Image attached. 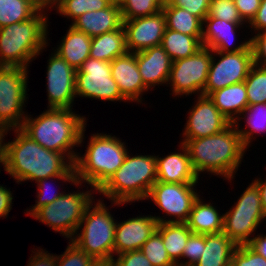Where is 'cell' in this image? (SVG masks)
<instances>
[{
	"instance_id": "6da1fadb",
	"label": "cell",
	"mask_w": 266,
	"mask_h": 266,
	"mask_svg": "<svg viewBox=\"0 0 266 266\" xmlns=\"http://www.w3.org/2000/svg\"><path fill=\"white\" fill-rule=\"evenodd\" d=\"M13 131L15 140L3 142L2 166L18 184L31 180L36 183L58 175H76L74 164L64 154L42 147L21 129Z\"/></svg>"
},
{
	"instance_id": "7a4b0ae2",
	"label": "cell",
	"mask_w": 266,
	"mask_h": 266,
	"mask_svg": "<svg viewBox=\"0 0 266 266\" xmlns=\"http://www.w3.org/2000/svg\"><path fill=\"white\" fill-rule=\"evenodd\" d=\"M74 112L48 108L35 118L27 115L21 130L42 147L64 154L74 164L80 153L73 150L84 142L87 124L85 116Z\"/></svg>"
},
{
	"instance_id": "3957f363",
	"label": "cell",
	"mask_w": 266,
	"mask_h": 266,
	"mask_svg": "<svg viewBox=\"0 0 266 266\" xmlns=\"http://www.w3.org/2000/svg\"><path fill=\"white\" fill-rule=\"evenodd\" d=\"M187 147L192 168L199 177L201 172L219 175L232 181L246 152L237 127L231 124L222 132L208 137L189 139Z\"/></svg>"
},
{
	"instance_id": "277c9868",
	"label": "cell",
	"mask_w": 266,
	"mask_h": 266,
	"mask_svg": "<svg viewBox=\"0 0 266 266\" xmlns=\"http://www.w3.org/2000/svg\"><path fill=\"white\" fill-rule=\"evenodd\" d=\"M46 16L45 11L39 10L28 20L0 28V66L29 67L48 46Z\"/></svg>"
},
{
	"instance_id": "5b68a950",
	"label": "cell",
	"mask_w": 266,
	"mask_h": 266,
	"mask_svg": "<svg viewBox=\"0 0 266 266\" xmlns=\"http://www.w3.org/2000/svg\"><path fill=\"white\" fill-rule=\"evenodd\" d=\"M129 154L117 171L97 190L115 206L147 200L151 187L157 181L156 156Z\"/></svg>"
},
{
	"instance_id": "8992f818",
	"label": "cell",
	"mask_w": 266,
	"mask_h": 266,
	"mask_svg": "<svg viewBox=\"0 0 266 266\" xmlns=\"http://www.w3.org/2000/svg\"><path fill=\"white\" fill-rule=\"evenodd\" d=\"M126 148L125 143L114 135H91L86 152L77 155L74 162L76 181L98 190L123 164L128 154Z\"/></svg>"
},
{
	"instance_id": "52a82bcc",
	"label": "cell",
	"mask_w": 266,
	"mask_h": 266,
	"mask_svg": "<svg viewBox=\"0 0 266 266\" xmlns=\"http://www.w3.org/2000/svg\"><path fill=\"white\" fill-rule=\"evenodd\" d=\"M97 201L94 205L95 200L92 201L87 207L71 242L95 260L112 259L115 257L114 241L117 222L109 212V207H106L103 202L104 200L98 199Z\"/></svg>"
},
{
	"instance_id": "ba28073f",
	"label": "cell",
	"mask_w": 266,
	"mask_h": 266,
	"mask_svg": "<svg viewBox=\"0 0 266 266\" xmlns=\"http://www.w3.org/2000/svg\"><path fill=\"white\" fill-rule=\"evenodd\" d=\"M94 190L96 193L95 188L86 192L64 193L52 203L37 209L31 216L71 241L87 207L95 200L92 196Z\"/></svg>"
},
{
	"instance_id": "9c48e42d",
	"label": "cell",
	"mask_w": 266,
	"mask_h": 266,
	"mask_svg": "<svg viewBox=\"0 0 266 266\" xmlns=\"http://www.w3.org/2000/svg\"><path fill=\"white\" fill-rule=\"evenodd\" d=\"M28 68L0 66V128L21 129L26 114Z\"/></svg>"
},
{
	"instance_id": "30bf717a",
	"label": "cell",
	"mask_w": 266,
	"mask_h": 266,
	"mask_svg": "<svg viewBox=\"0 0 266 266\" xmlns=\"http://www.w3.org/2000/svg\"><path fill=\"white\" fill-rule=\"evenodd\" d=\"M76 97L102 101L127 100L111 75V62L89 57L76 71Z\"/></svg>"
},
{
	"instance_id": "8fae6325",
	"label": "cell",
	"mask_w": 266,
	"mask_h": 266,
	"mask_svg": "<svg viewBox=\"0 0 266 266\" xmlns=\"http://www.w3.org/2000/svg\"><path fill=\"white\" fill-rule=\"evenodd\" d=\"M197 183H164L156 181L147 196V199L153 200L155 206L165 212L168 218L153 216L158 224L165 222L186 223L194 202L200 195L195 192ZM171 216L173 217L171 219ZM175 218V219H174Z\"/></svg>"
},
{
	"instance_id": "7c38bea8",
	"label": "cell",
	"mask_w": 266,
	"mask_h": 266,
	"mask_svg": "<svg viewBox=\"0 0 266 266\" xmlns=\"http://www.w3.org/2000/svg\"><path fill=\"white\" fill-rule=\"evenodd\" d=\"M211 61L212 50L206 47L192 56L172 61L167 84L171 83L173 95H203Z\"/></svg>"
},
{
	"instance_id": "4fadbf2b",
	"label": "cell",
	"mask_w": 266,
	"mask_h": 266,
	"mask_svg": "<svg viewBox=\"0 0 266 266\" xmlns=\"http://www.w3.org/2000/svg\"><path fill=\"white\" fill-rule=\"evenodd\" d=\"M216 55L221 58L218 59L217 63ZM253 64L254 57L251 43L239 52L212 51V61L203 95L209 96L219 89L244 82Z\"/></svg>"
},
{
	"instance_id": "5bb4252c",
	"label": "cell",
	"mask_w": 266,
	"mask_h": 266,
	"mask_svg": "<svg viewBox=\"0 0 266 266\" xmlns=\"http://www.w3.org/2000/svg\"><path fill=\"white\" fill-rule=\"evenodd\" d=\"M47 64V108L73 109L77 70L56 52L51 54Z\"/></svg>"
},
{
	"instance_id": "9a60e30c",
	"label": "cell",
	"mask_w": 266,
	"mask_h": 266,
	"mask_svg": "<svg viewBox=\"0 0 266 266\" xmlns=\"http://www.w3.org/2000/svg\"><path fill=\"white\" fill-rule=\"evenodd\" d=\"M196 105L189 109L188 120L183 131L181 143L189 139L203 138L215 135L232 123L219 111L209 96L198 95Z\"/></svg>"
},
{
	"instance_id": "2e32d148",
	"label": "cell",
	"mask_w": 266,
	"mask_h": 266,
	"mask_svg": "<svg viewBox=\"0 0 266 266\" xmlns=\"http://www.w3.org/2000/svg\"><path fill=\"white\" fill-rule=\"evenodd\" d=\"M128 52H141L160 46L166 29V18L161 10L156 14L123 20Z\"/></svg>"
},
{
	"instance_id": "e0dca14e",
	"label": "cell",
	"mask_w": 266,
	"mask_h": 266,
	"mask_svg": "<svg viewBox=\"0 0 266 266\" xmlns=\"http://www.w3.org/2000/svg\"><path fill=\"white\" fill-rule=\"evenodd\" d=\"M157 220L152 216H137L121 223L115 228L114 254L140 250L143 244L156 231Z\"/></svg>"
},
{
	"instance_id": "ac0fdd59",
	"label": "cell",
	"mask_w": 266,
	"mask_h": 266,
	"mask_svg": "<svg viewBox=\"0 0 266 266\" xmlns=\"http://www.w3.org/2000/svg\"><path fill=\"white\" fill-rule=\"evenodd\" d=\"M111 75L127 101H143L142 96L149 89L144 85L138 70L136 53L127 52L111 61Z\"/></svg>"
},
{
	"instance_id": "d6986e66",
	"label": "cell",
	"mask_w": 266,
	"mask_h": 266,
	"mask_svg": "<svg viewBox=\"0 0 266 266\" xmlns=\"http://www.w3.org/2000/svg\"><path fill=\"white\" fill-rule=\"evenodd\" d=\"M240 27L242 25L238 23L206 16L203 20L202 46L218 52H239L244 50L250 44V39L233 47L235 36H237L235 33Z\"/></svg>"
},
{
	"instance_id": "ffe728a7",
	"label": "cell",
	"mask_w": 266,
	"mask_h": 266,
	"mask_svg": "<svg viewBox=\"0 0 266 266\" xmlns=\"http://www.w3.org/2000/svg\"><path fill=\"white\" fill-rule=\"evenodd\" d=\"M136 59L142 81L148 89L167 84L172 60L161 45L137 52Z\"/></svg>"
},
{
	"instance_id": "44dd1931",
	"label": "cell",
	"mask_w": 266,
	"mask_h": 266,
	"mask_svg": "<svg viewBox=\"0 0 266 266\" xmlns=\"http://www.w3.org/2000/svg\"><path fill=\"white\" fill-rule=\"evenodd\" d=\"M181 152L164 157L156 156L157 181L164 183H198L199 177L192 168L187 147L180 143Z\"/></svg>"
},
{
	"instance_id": "7402d4cb",
	"label": "cell",
	"mask_w": 266,
	"mask_h": 266,
	"mask_svg": "<svg viewBox=\"0 0 266 266\" xmlns=\"http://www.w3.org/2000/svg\"><path fill=\"white\" fill-rule=\"evenodd\" d=\"M71 26L91 38L119 29L123 26L120 5L111 3L105 9L86 12L76 18Z\"/></svg>"
},
{
	"instance_id": "603a6c76",
	"label": "cell",
	"mask_w": 266,
	"mask_h": 266,
	"mask_svg": "<svg viewBox=\"0 0 266 266\" xmlns=\"http://www.w3.org/2000/svg\"><path fill=\"white\" fill-rule=\"evenodd\" d=\"M209 98L232 124L240 122L238 121L240 119L243 120L241 114L248 106L245 82L235 83L212 92Z\"/></svg>"
},
{
	"instance_id": "cb8c5ba5",
	"label": "cell",
	"mask_w": 266,
	"mask_h": 266,
	"mask_svg": "<svg viewBox=\"0 0 266 266\" xmlns=\"http://www.w3.org/2000/svg\"><path fill=\"white\" fill-rule=\"evenodd\" d=\"M223 215V232L236 245H247L260 223L266 220V214L237 213V210H229Z\"/></svg>"
},
{
	"instance_id": "d4e9b609",
	"label": "cell",
	"mask_w": 266,
	"mask_h": 266,
	"mask_svg": "<svg viewBox=\"0 0 266 266\" xmlns=\"http://www.w3.org/2000/svg\"><path fill=\"white\" fill-rule=\"evenodd\" d=\"M61 43L54 50L70 66L76 70L90 57L92 38L86 33L69 26Z\"/></svg>"
},
{
	"instance_id": "484cf974",
	"label": "cell",
	"mask_w": 266,
	"mask_h": 266,
	"mask_svg": "<svg viewBox=\"0 0 266 266\" xmlns=\"http://www.w3.org/2000/svg\"><path fill=\"white\" fill-rule=\"evenodd\" d=\"M237 245L224 233L205 234V247L194 266H231Z\"/></svg>"
},
{
	"instance_id": "4316f807",
	"label": "cell",
	"mask_w": 266,
	"mask_h": 266,
	"mask_svg": "<svg viewBox=\"0 0 266 266\" xmlns=\"http://www.w3.org/2000/svg\"><path fill=\"white\" fill-rule=\"evenodd\" d=\"M223 220L224 215L219 214L210 202L204 203L199 196L186 223L193 233L205 235L223 232Z\"/></svg>"
},
{
	"instance_id": "83f0119b",
	"label": "cell",
	"mask_w": 266,
	"mask_h": 266,
	"mask_svg": "<svg viewBox=\"0 0 266 266\" xmlns=\"http://www.w3.org/2000/svg\"><path fill=\"white\" fill-rule=\"evenodd\" d=\"M125 31L122 26L111 32L93 37L89 56L103 61H113L116 57L126 54Z\"/></svg>"
},
{
	"instance_id": "f1b7e54d",
	"label": "cell",
	"mask_w": 266,
	"mask_h": 266,
	"mask_svg": "<svg viewBox=\"0 0 266 266\" xmlns=\"http://www.w3.org/2000/svg\"><path fill=\"white\" fill-rule=\"evenodd\" d=\"M156 231L161 235L168 256L179 266L184 248L189 236L193 233L187 223L165 222L157 226Z\"/></svg>"
},
{
	"instance_id": "f546056e",
	"label": "cell",
	"mask_w": 266,
	"mask_h": 266,
	"mask_svg": "<svg viewBox=\"0 0 266 266\" xmlns=\"http://www.w3.org/2000/svg\"><path fill=\"white\" fill-rule=\"evenodd\" d=\"M166 18V28L195 36L202 41L203 22L196 16L181 7L165 5L162 7Z\"/></svg>"
},
{
	"instance_id": "4dcf8cb0",
	"label": "cell",
	"mask_w": 266,
	"mask_h": 266,
	"mask_svg": "<svg viewBox=\"0 0 266 266\" xmlns=\"http://www.w3.org/2000/svg\"><path fill=\"white\" fill-rule=\"evenodd\" d=\"M161 46L172 61L192 56L203 47L202 43L195 36L186 35L167 28L165 29Z\"/></svg>"
},
{
	"instance_id": "1f68e13d",
	"label": "cell",
	"mask_w": 266,
	"mask_h": 266,
	"mask_svg": "<svg viewBox=\"0 0 266 266\" xmlns=\"http://www.w3.org/2000/svg\"><path fill=\"white\" fill-rule=\"evenodd\" d=\"M241 116L247 122V130L246 128L239 129L241 123L235 122L234 125L237 127L244 146L249 148L252 142L251 140L254 138V134L266 133V103L248 105Z\"/></svg>"
},
{
	"instance_id": "d6a6232c",
	"label": "cell",
	"mask_w": 266,
	"mask_h": 266,
	"mask_svg": "<svg viewBox=\"0 0 266 266\" xmlns=\"http://www.w3.org/2000/svg\"><path fill=\"white\" fill-rule=\"evenodd\" d=\"M39 10L29 0H0V28L28 20Z\"/></svg>"
},
{
	"instance_id": "836d02e7",
	"label": "cell",
	"mask_w": 266,
	"mask_h": 266,
	"mask_svg": "<svg viewBox=\"0 0 266 266\" xmlns=\"http://www.w3.org/2000/svg\"><path fill=\"white\" fill-rule=\"evenodd\" d=\"M244 82L248 105L266 103V66L254 63Z\"/></svg>"
},
{
	"instance_id": "e575fe53",
	"label": "cell",
	"mask_w": 266,
	"mask_h": 266,
	"mask_svg": "<svg viewBox=\"0 0 266 266\" xmlns=\"http://www.w3.org/2000/svg\"><path fill=\"white\" fill-rule=\"evenodd\" d=\"M111 3V0H60L54 8L56 13H60L64 17L67 16V19L71 18L73 22L82 14L105 9Z\"/></svg>"
},
{
	"instance_id": "d590c367",
	"label": "cell",
	"mask_w": 266,
	"mask_h": 266,
	"mask_svg": "<svg viewBox=\"0 0 266 266\" xmlns=\"http://www.w3.org/2000/svg\"><path fill=\"white\" fill-rule=\"evenodd\" d=\"M62 180L63 182H71L73 185H77L78 186H82V183L79 181H76V175H58V176H54V177H50V178H45L42 180H39L37 183V195L36 197L38 198L36 200L35 204L32 208L26 210L27 215H32L37 209L41 208L42 206H45L46 204L52 203L53 201H55L58 197L62 196L64 192H52V188L50 186V183L47 182L48 180ZM80 184V185H79ZM51 194H50V193ZM49 193V194H48ZM48 194V195H47Z\"/></svg>"
},
{
	"instance_id": "8d00e7d4",
	"label": "cell",
	"mask_w": 266,
	"mask_h": 266,
	"mask_svg": "<svg viewBox=\"0 0 266 266\" xmlns=\"http://www.w3.org/2000/svg\"><path fill=\"white\" fill-rule=\"evenodd\" d=\"M153 266H177L168 256L161 235L155 231L140 249Z\"/></svg>"
},
{
	"instance_id": "74e56055",
	"label": "cell",
	"mask_w": 266,
	"mask_h": 266,
	"mask_svg": "<svg viewBox=\"0 0 266 266\" xmlns=\"http://www.w3.org/2000/svg\"><path fill=\"white\" fill-rule=\"evenodd\" d=\"M230 210L245 214H266L262 207L259 188L254 181L243 191Z\"/></svg>"
},
{
	"instance_id": "f35d334b",
	"label": "cell",
	"mask_w": 266,
	"mask_h": 266,
	"mask_svg": "<svg viewBox=\"0 0 266 266\" xmlns=\"http://www.w3.org/2000/svg\"><path fill=\"white\" fill-rule=\"evenodd\" d=\"M123 20L153 15L162 10L157 0H123L120 4Z\"/></svg>"
},
{
	"instance_id": "ab89813d",
	"label": "cell",
	"mask_w": 266,
	"mask_h": 266,
	"mask_svg": "<svg viewBox=\"0 0 266 266\" xmlns=\"http://www.w3.org/2000/svg\"><path fill=\"white\" fill-rule=\"evenodd\" d=\"M207 16L238 23L243 26L245 24L239 14L234 0H211Z\"/></svg>"
},
{
	"instance_id": "60d3db41",
	"label": "cell",
	"mask_w": 266,
	"mask_h": 266,
	"mask_svg": "<svg viewBox=\"0 0 266 266\" xmlns=\"http://www.w3.org/2000/svg\"><path fill=\"white\" fill-rule=\"evenodd\" d=\"M95 259L69 242L63 254L57 255L56 266H91Z\"/></svg>"
},
{
	"instance_id": "b9f144b4",
	"label": "cell",
	"mask_w": 266,
	"mask_h": 266,
	"mask_svg": "<svg viewBox=\"0 0 266 266\" xmlns=\"http://www.w3.org/2000/svg\"><path fill=\"white\" fill-rule=\"evenodd\" d=\"M205 247V235L192 233L186 243L184 248L182 258H187L185 262L179 263V266H194L200 259Z\"/></svg>"
},
{
	"instance_id": "7bdbcfd3",
	"label": "cell",
	"mask_w": 266,
	"mask_h": 266,
	"mask_svg": "<svg viewBox=\"0 0 266 266\" xmlns=\"http://www.w3.org/2000/svg\"><path fill=\"white\" fill-rule=\"evenodd\" d=\"M231 266H266V259L248 245H237L232 255Z\"/></svg>"
},
{
	"instance_id": "ee69618b",
	"label": "cell",
	"mask_w": 266,
	"mask_h": 266,
	"mask_svg": "<svg viewBox=\"0 0 266 266\" xmlns=\"http://www.w3.org/2000/svg\"><path fill=\"white\" fill-rule=\"evenodd\" d=\"M211 0H170L168 5L186 9L202 22L208 14Z\"/></svg>"
},
{
	"instance_id": "f6af8a7d",
	"label": "cell",
	"mask_w": 266,
	"mask_h": 266,
	"mask_svg": "<svg viewBox=\"0 0 266 266\" xmlns=\"http://www.w3.org/2000/svg\"><path fill=\"white\" fill-rule=\"evenodd\" d=\"M115 266H153L141 250H134L116 255Z\"/></svg>"
},
{
	"instance_id": "bcb514c9",
	"label": "cell",
	"mask_w": 266,
	"mask_h": 266,
	"mask_svg": "<svg viewBox=\"0 0 266 266\" xmlns=\"http://www.w3.org/2000/svg\"><path fill=\"white\" fill-rule=\"evenodd\" d=\"M253 50L254 63L266 66V30L258 31L255 36L250 38Z\"/></svg>"
},
{
	"instance_id": "7dc6e473",
	"label": "cell",
	"mask_w": 266,
	"mask_h": 266,
	"mask_svg": "<svg viewBox=\"0 0 266 266\" xmlns=\"http://www.w3.org/2000/svg\"><path fill=\"white\" fill-rule=\"evenodd\" d=\"M239 14L247 24L252 21L258 11L261 0H234Z\"/></svg>"
},
{
	"instance_id": "c3c4849f",
	"label": "cell",
	"mask_w": 266,
	"mask_h": 266,
	"mask_svg": "<svg viewBox=\"0 0 266 266\" xmlns=\"http://www.w3.org/2000/svg\"><path fill=\"white\" fill-rule=\"evenodd\" d=\"M36 250L34 249L33 256L31 254L27 266H56L57 255L50 254L41 248Z\"/></svg>"
},
{
	"instance_id": "681fc988",
	"label": "cell",
	"mask_w": 266,
	"mask_h": 266,
	"mask_svg": "<svg viewBox=\"0 0 266 266\" xmlns=\"http://www.w3.org/2000/svg\"><path fill=\"white\" fill-rule=\"evenodd\" d=\"M248 26H251L255 34L257 31L266 30V0H261L260 7Z\"/></svg>"
},
{
	"instance_id": "f907efd6",
	"label": "cell",
	"mask_w": 266,
	"mask_h": 266,
	"mask_svg": "<svg viewBox=\"0 0 266 266\" xmlns=\"http://www.w3.org/2000/svg\"><path fill=\"white\" fill-rule=\"evenodd\" d=\"M12 192L10 189L5 188L3 185H0V218L5 217L11 210L12 206Z\"/></svg>"
},
{
	"instance_id": "816d5d0a",
	"label": "cell",
	"mask_w": 266,
	"mask_h": 266,
	"mask_svg": "<svg viewBox=\"0 0 266 266\" xmlns=\"http://www.w3.org/2000/svg\"><path fill=\"white\" fill-rule=\"evenodd\" d=\"M258 255H261L266 259V235L257 234L251 237L250 242L247 244Z\"/></svg>"
},
{
	"instance_id": "f5cc1de1",
	"label": "cell",
	"mask_w": 266,
	"mask_h": 266,
	"mask_svg": "<svg viewBox=\"0 0 266 266\" xmlns=\"http://www.w3.org/2000/svg\"><path fill=\"white\" fill-rule=\"evenodd\" d=\"M257 187L259 188L260 194H261V203H262V207L266 213V179L265 181H263L262 179H257L255 178V180H253Z\"/></svg>"
},
{
	"instance_id": "db71d44e",
	"label": "cell",
	"mask_w": 266,
	"mask_h": 266,
	"mask_svg": "<svg viewBox=\"0 0 266 266\" xmlns=\"http://www.w3.org/2000/svg\"><path fill=\"white\" fill-rule=\"evenodd\" d=\"M60 2V0H40V10L45 9V11L49 8H54V5L56 6L58 3Z\"/></svg>"
},
{
	"instance_id": "11a10c76",
	"label": "cell",
	"mask_w": 266,
	"mask_h": 266,
	"mask_svg": "<svg viewBox=\"0 0 266 266\" xmlns=\"http://www.w3.org/2000/svg\"><path fill=\"white\" fill-rule=\"evenodd\" d=\"M91 266H115L113 258L112 259H98L95 260Z\"/></svg>"
},
{
	"instance_id": "9f6ffc18",
	"label": "cell",
	"mask_w": 266,
	"mask_h": 266,
	"mask_svg": "<svg viewBox=\"0 0 266 266\" xmlns=\"http://www.w3.org/2000/svg\"><path fill=\"white\" fill-rule=\"evenodd\" d=\"M7 132L8 131H5L0 128V164L3 163V142H4L3 139L5 138V135L7 134Z\"/></svg>"
},
{
	"instance_id": "6f0895ef",
	"label": "cell",
	"mask_w": 266,
	"mask_h": 266,
	"mask_svg": "<svg viewBox=\"0 0 266 266\" xmlns=\"http://www.w3.org/2000/svg\"><path fill=\"white\" fill-rule=\"evenodd\" d=\"M157 1L163 7L165 5H168L170 0H157Z\"/></svg>"
},
{
	"instance_id": "680465c9",
	"label": "cell",
	"mask_w": 266,
	"mask_h": 266,
	"mask_svg": "<svg viewBox=\"0 0 266 266\" xmlns=\"http://www.w3.org/2000/svg\"><path fill=\"white\" fill-rule=\"evenodd\" d=\"M40 9V0H29Z\"/></svg>"
},
{
	"instance_id": "91938a15",
	"label": "cell",
	"mask_w": 266,
	"mask_h": 266,
	"mask_svg": "<svg viewBox=\"0 0 266 266\" xmlns=\"http://www.w3.org/2000/svg\"><path fill=\"white\" fill-rule=\"evenodd\" d=\"M122 1L123 0H111L112 3H116V4H119V5L121 4Z\"/></svg>"
}]
</instances>
